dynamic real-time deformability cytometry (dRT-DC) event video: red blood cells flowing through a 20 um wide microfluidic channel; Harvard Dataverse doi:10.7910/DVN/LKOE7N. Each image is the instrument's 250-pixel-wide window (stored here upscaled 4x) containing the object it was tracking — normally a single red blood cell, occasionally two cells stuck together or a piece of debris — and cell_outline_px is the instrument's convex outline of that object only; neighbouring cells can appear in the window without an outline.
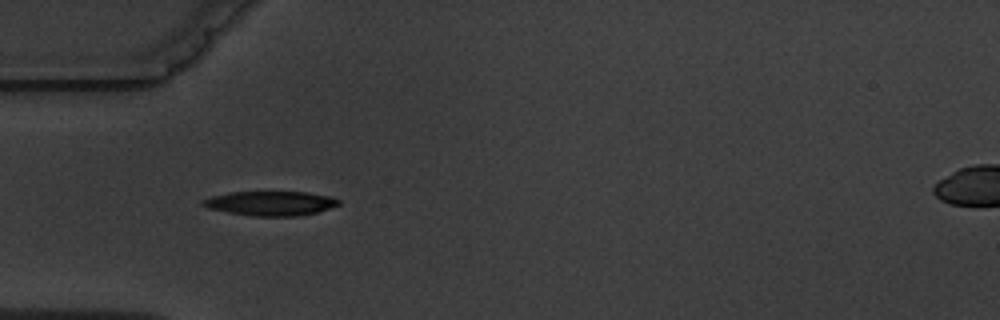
{"species": "common noctule bat (a hibernating species)", "species_latin": "Nyctalus noctula", "temperature_condition": "warm", "stored_images_in_passage": 6, "camera_frame_rate_fps": 3000, "um_per_image_px": 0.085, "animal": {"sex": "male", "body_mass_g": 19.5, "forearm_length_mm": 54.6}, "frame": {"image": 1, "passage_image": 5, "time_ms": 4.667, "image_size_px": [1000, 320], "cell_outline_px": [[340, 204], [316, 212], [296, 216], [252, 216], [228, 212], [208, 208], [200, 204], [200, 200], [212, 196], [232, 192], [308, 192], [332, 196], [340, 200]], "centroid_in_image_um": [22.99, 17.28], "position_along_channel_um": 62.0, "area_um2": 19.31}}
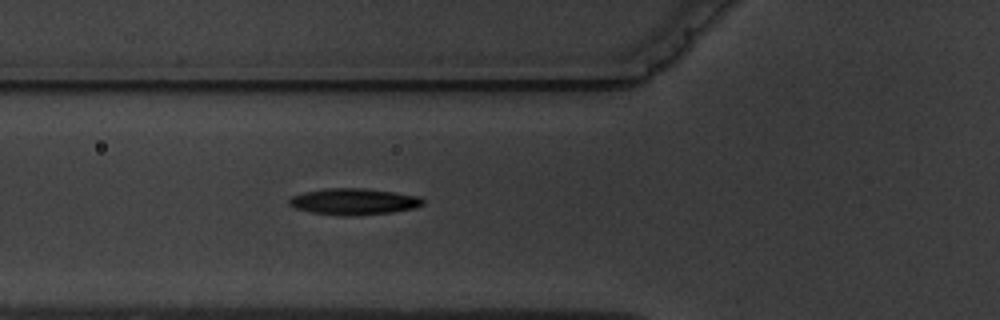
{"frame": {"image": 2, "passage_image": 6, "time_ms": 5.667, "image_size_px": [1000, 320], "cell_outline_px": [[424, 204], [416, 208], [392, 212], [356, 216], [344, 216], [312, 212], [296, 208], [288, 204], [288, 200], [292, 196], [304, 192], [324, 188], [364, 188], [420, 196], [424, 200]], "centroid_in_image_um": [30.09, 17.13], "position_along_channel_um": 95.7, "area_um2": 20.63}}